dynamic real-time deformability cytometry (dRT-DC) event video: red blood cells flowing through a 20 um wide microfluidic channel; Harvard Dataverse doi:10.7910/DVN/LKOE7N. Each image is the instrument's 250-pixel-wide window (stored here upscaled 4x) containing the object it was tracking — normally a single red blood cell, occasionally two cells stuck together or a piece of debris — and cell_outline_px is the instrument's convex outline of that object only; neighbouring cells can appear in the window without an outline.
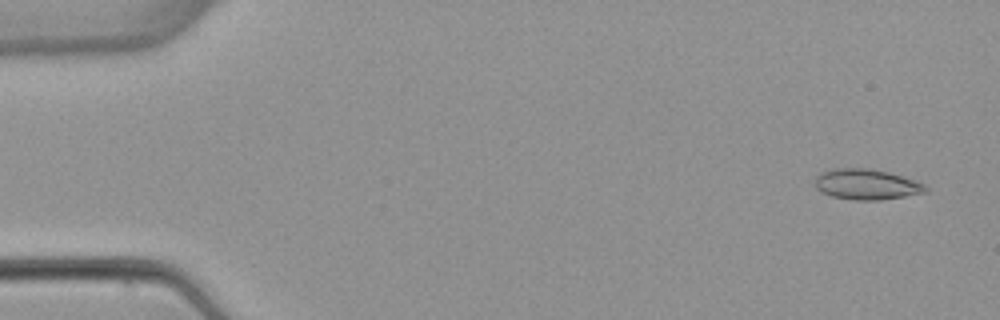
{"species": "common noctule bat (a hibernating species)", "species_latin": "Nyctalus noctula", "temperature_condition": "warm", "stored_images_in_passage": 4, "camera_frame_rate_fps": 3000, "um_per_image_px": 0.085, "animal": {"sex": "female", "body_mass_g": 22.7, "forearm_length_mm": 54.2}, "frame": {"image": 1, "passage_image": 1, "time_ms": 0.0, "image_size_px": [1000, 320], "cell_outline_px": [[928, 192], [880, 200], [856, 200], [832, 196], [820, 192], [816, 188], [816, 176], [820, 172], [832, 168], [868, 168], [888, 172], [916, 180], [924, 184], [928, 188]], "centroid_in_image_um": [73.65, 15.66], "position_along_channel_um": 11.3, "area_um2": 19.77}}
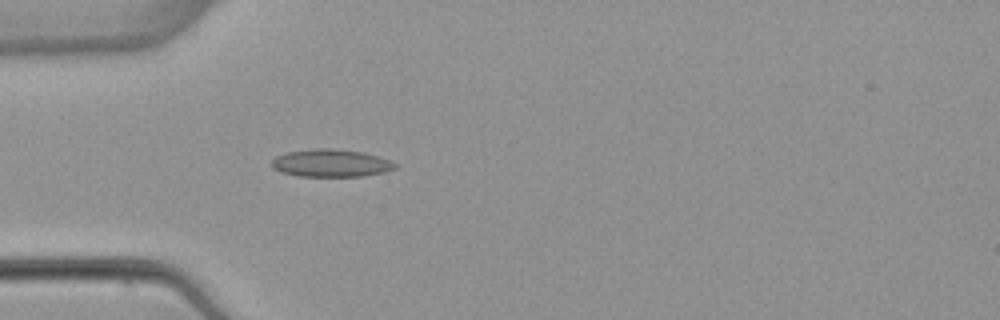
{"frame": {"image": 2, "passage_image": 4, "time_ms": 4.333, "image_size_px": [1000, 320], "cell_outline_px": [[400, 164], [396, 168], [384, 172], [364, 176], [300, 176], [280, 172], [272, 168], [272, 160], [276, 156], [288, 152], [316, 148], [332, 148], [364, 152]], "centroid_in_image_um": [28.14, 13.86], "position_along_channel_um": 56.9, "area_um2": 19.88}}